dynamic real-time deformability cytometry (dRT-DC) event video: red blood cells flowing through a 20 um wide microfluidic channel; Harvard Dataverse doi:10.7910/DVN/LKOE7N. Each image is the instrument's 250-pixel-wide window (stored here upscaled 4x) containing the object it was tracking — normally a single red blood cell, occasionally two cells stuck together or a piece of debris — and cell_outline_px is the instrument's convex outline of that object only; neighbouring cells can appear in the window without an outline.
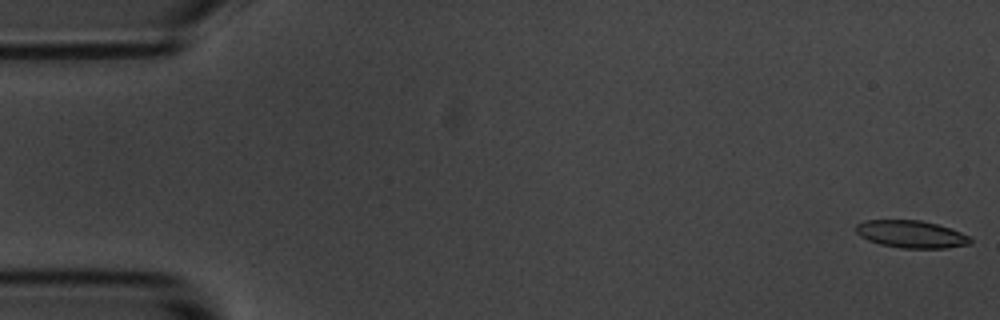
{"species": "common noctule bat (a hibernating species)", "species_latin": "Nyctalus noctula", "temperature_condition": "room temperature", "stored_images_in_passage": 55, "camera_frame_rate_fps": 3000, "um_per_image_px": 0.085, "animal": {"sex": "male", "body_mass_g": 20.1, "forearm_length_mm": 53.5}, "frame": {"image": 1, "passage_image": 1, "time_ms": 0.0, "image_size_px": [1000, 320], "cell_outline_px": [[972, 244], [944, 248], [900, 248], [880, 244], [868, 240], [860, 236], [856, 232], [856, 224], [864, 220], [920, 220], [936, 224], [972, 236]], "centroid_in_image_um": [77.46, 19.91], "position_along_channel_um": 7.5, "area_um2": 18.32}}
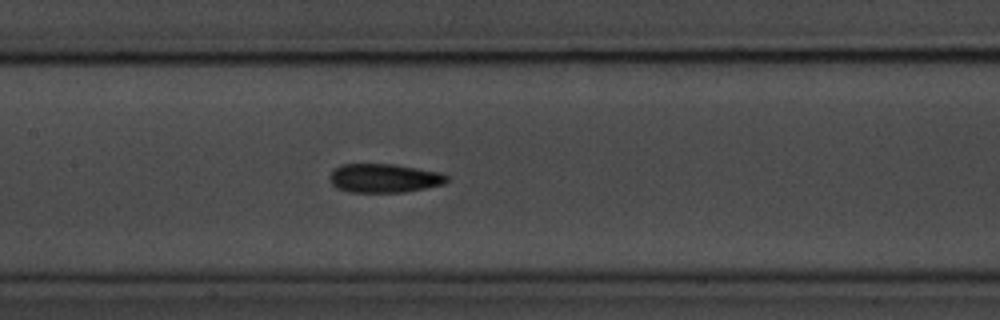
{"frame": {"image": 2, "passage_image": 26, "time_ms": 8.333, "image_size_px": [1000, 320], "cell_outline_px": [[448, 180], [444, 184], [404, 192], [348, 192], [336, 188], [332, 184], [328, 176], [332, 168], [340, 164], [396, 164], [444, 172], [448, 176]], "centroid_in_image_um": [32.64, 15.13], "position_along_channel_um": 174.8, "area_um2": 20.11}}
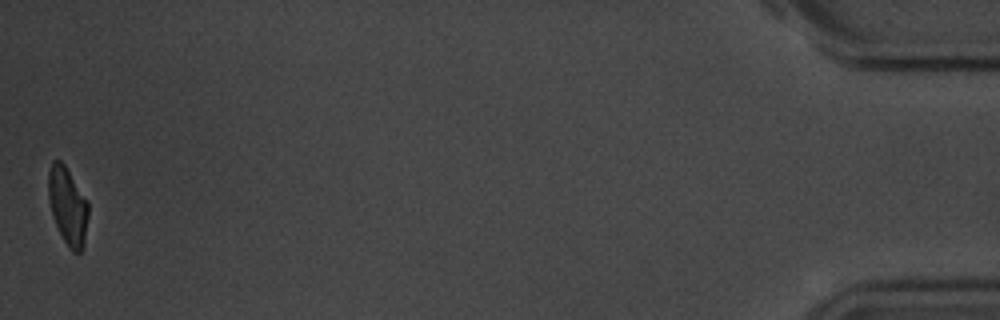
{"frame": {"image": 3, "passage_image": 55, "time_ms": 18.0, "image_size_px": [1000, 320], "cell_outline_px": [[88, 216], [84, 248], [80, 252], [72, 252], [68, 248], [52, 216], [48, 196], [48, 172], [52, 160], [60, 160], [64, 164], [88, 200]], "centroid_in_image_um": [5.76, 17.51], "position_along_channel_um": 429.4, "area_um2": 18.21}, "authors_computed_cell_mechanics": {"area_um2": 19.1318, "velocity_mm_per_s": 3.6245, "shape_relaxation_time_tau1_ms": 4.0159, "shape_relaxation_time_tau2_ms": 2.8346, "deformation_change_tau1": 0.1449, "deformation_change_tau2": 0.1059}}